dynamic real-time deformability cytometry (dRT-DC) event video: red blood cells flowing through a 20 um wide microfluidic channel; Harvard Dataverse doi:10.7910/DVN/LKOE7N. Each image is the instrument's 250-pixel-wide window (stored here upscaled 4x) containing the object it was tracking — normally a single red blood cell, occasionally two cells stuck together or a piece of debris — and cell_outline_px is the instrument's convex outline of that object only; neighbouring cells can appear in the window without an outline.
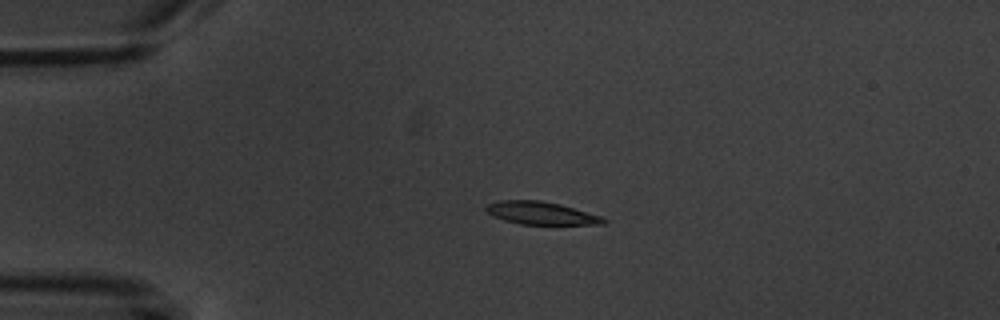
{"species": "common noctule bat (a hibernating species)", "species_latin": "Nyctalus noctula", "temperature_condition": "warm", "stored_images_in_passage": 5, "camera_frame_rate_fps": 3000, "um_per_image_px": 0.085, "animal": {"sex": "male", "body_mass_g": 20.1, "forearm_length_mm": 53.5}, "frame": {"image": 1, "passage_image": 4, "time_ms": 3.667, "image_size_px": [1000, 320], "cell_outline_px": [[608, 220], [604, 224], [520, 224], [504, 220], [492, 216], [484, 208], [488, 204], [500, 200], [540, 200], [560, 204], [604, 216]], "centroid_in_image_um": [46.02, 18.11], "position_along_channel_um": 39.0, "area_um2": 15.66}}